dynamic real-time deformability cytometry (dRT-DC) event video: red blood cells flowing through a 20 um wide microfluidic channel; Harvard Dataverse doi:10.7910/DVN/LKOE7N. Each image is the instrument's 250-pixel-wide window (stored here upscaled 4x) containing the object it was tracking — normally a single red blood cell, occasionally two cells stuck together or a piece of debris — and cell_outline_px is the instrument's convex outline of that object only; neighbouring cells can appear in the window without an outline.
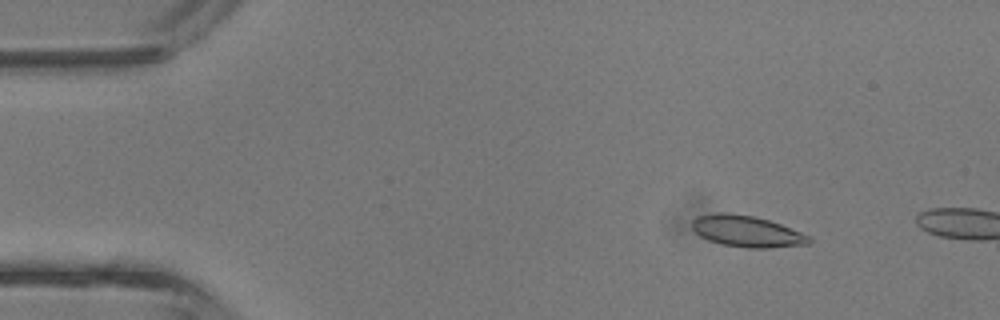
{"species": "common noctule bat (a hibernating species)", "species_latin": "Nyctalus noctula", "temperature_condition": "room temperature", "stored_images_in_passage": 8, "camera_frame_rate_fps": 3000, "um_per_image_px": 0.085, "animal": {"sex": "male", "body_mass_g": 13.3}, "frame": {"image": 1, "passage_image": 6, "time_ms": 1.667, "image_size_px": [1000, 320], "cell_outline_px": [[812, 240], [808, 244], [768, 248], [748, 248], [724, 244], [708, 240], [700, 236], [692, 228], [692, 220], [696, 216], [752, 216], [768, 220], [780, 224], [808, 236]], "centroid_in_image_um": [63.52, 19.72], "position_along_channel_um": 21.5, "area_um2": 20.17}}